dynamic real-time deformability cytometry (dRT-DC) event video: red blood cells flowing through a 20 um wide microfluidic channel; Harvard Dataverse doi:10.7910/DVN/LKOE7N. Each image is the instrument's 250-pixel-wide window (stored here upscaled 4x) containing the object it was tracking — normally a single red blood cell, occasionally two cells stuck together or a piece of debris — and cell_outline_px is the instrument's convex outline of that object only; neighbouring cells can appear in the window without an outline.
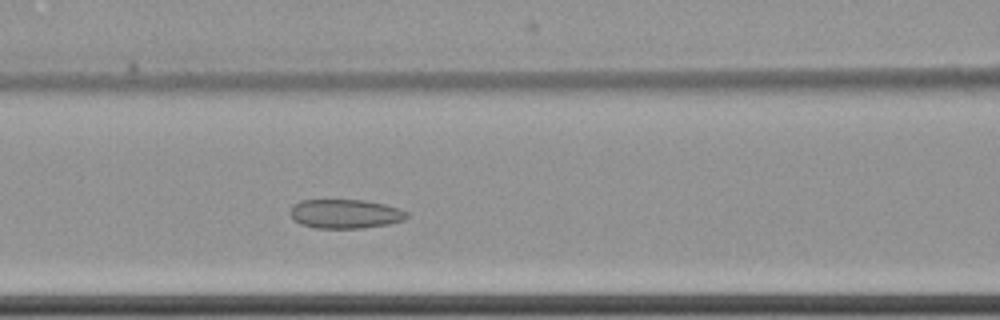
{"species": "common noctule bat (a hibernating species)", "species_latin": "Nyctalus noctula", "temperature_condition": "cold", "stored_images_in_passage": 6, "camera_frame_rate_fps": 3000, "um_per_image_px": 0.085, "animal": {"sex": "female", "body_mass_g": 22.7, "forearm_length_mm": 54.2}, "frame": {"image": 1, "passage_image": 6, "time_ms": 6.0, "image_size_px": [1000, 320], "cell_outline_px": [[408, 216], [404, 220], [388, 224], [364, 228], [316, 228], [300, 224], [288, 212], [292, 204], [300, 200], [360, 200], [384, 204], [408, 212]], "centroid_in_image_um": [29.31, 18.18], "position_along_channel_um": 137.3, "area_um2": 19.77}}